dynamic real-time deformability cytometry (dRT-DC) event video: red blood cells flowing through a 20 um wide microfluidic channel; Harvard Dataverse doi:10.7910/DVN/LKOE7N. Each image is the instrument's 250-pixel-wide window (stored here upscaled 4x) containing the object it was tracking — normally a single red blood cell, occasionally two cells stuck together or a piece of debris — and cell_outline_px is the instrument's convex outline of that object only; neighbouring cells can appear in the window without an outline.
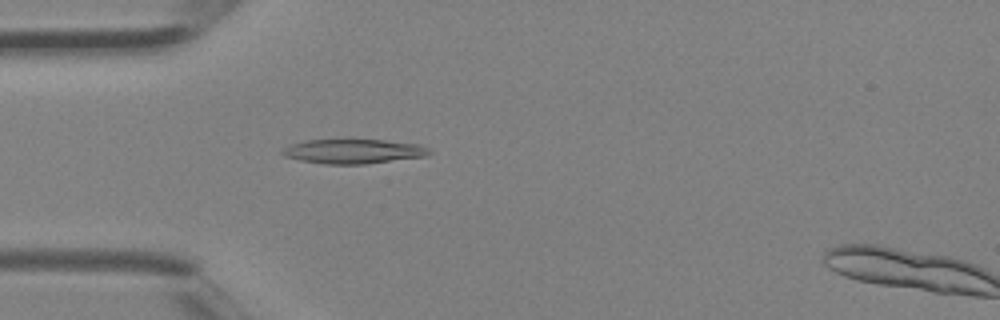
{"species": "Egyptian fruit bat (a non-hibernating species)", "species_latin": "Rousettus aegyptiacus", "temperature_condition": "room temperature", "stored_images_in_passage": 5, "camera_frame_rate_fps": 3000, "um_per_image_px": 0.085, "animal": {"sex": "female"}, "frame": {"image": 1, "passage_image": 4, "time_ms": 1.0, "image_size_px": [1000, 320], "cell_outline_px": [[432, 152], [428, 156], [364, 164], [324, 164], [300, 160], [284, 156], [280, 152], [284, 148], [292, 144], [308, 140], [384, 140], [420, 144], [428, 148]], "centroid_in_image_um": [30.07, 12.87], "position_along_channel_um": 54.9, "area_um2": 20.87}}